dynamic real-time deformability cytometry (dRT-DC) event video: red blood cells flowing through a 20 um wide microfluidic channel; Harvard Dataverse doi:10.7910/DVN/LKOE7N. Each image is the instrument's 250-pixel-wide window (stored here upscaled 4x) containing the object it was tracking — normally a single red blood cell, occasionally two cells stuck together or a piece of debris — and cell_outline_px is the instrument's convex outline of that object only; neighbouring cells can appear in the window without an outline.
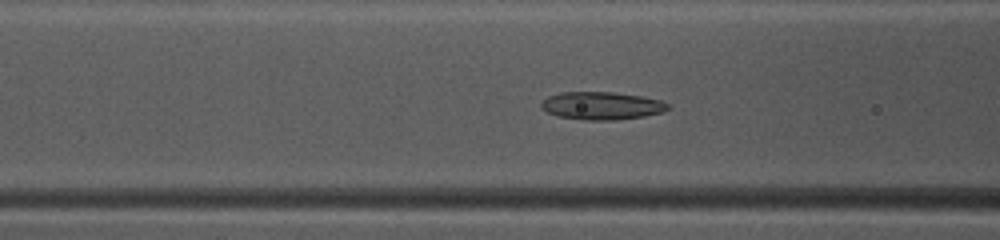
{"species": "common noctule bat (a hibernating species)", "species_latin": "Nyctalus noctula", "temperature_condition": "warm", "stored_images_in_passage": 36, "camera_frame_rate_fps": 3000, "um_per_image_px": 0.085, "animal": {"sex": "female", "body_mass_g": 10.0, "forearm_length_mm": 53.1}, "frame": {"image": 1, "passage_image": 9, "time_ms": 2.667, "image_size_px": [1000, 240], "cell_outline_px": [[672, 108], [664, 112], [644, 116], [616, 120], [584, 120], [556, 116], [540, 108], [540, 104], [548, 96], [564, 92], [612, 92], [640, 96], [660, 100], [668, 104]], "centroid_in_image_um": [51.15, 8.99], "position_along_channel_um": 115.4, "area_um2": 20.58}}
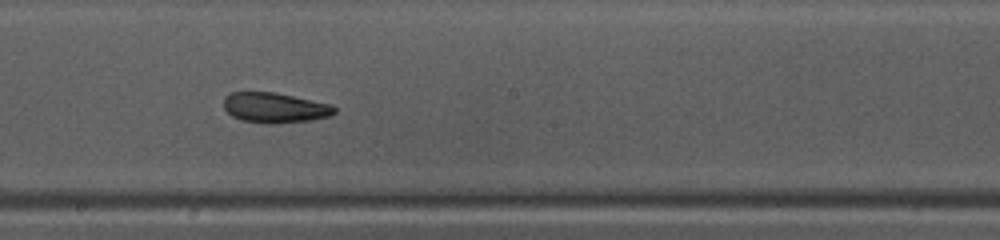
{"frame": {"image": 2, "passage_image": 17, "time_ms": 5.333, "image_size_px": [1000, 240], "cell_outline_px": [[336, 112], [328, 116], [312, 120], [272, 124], [264, 124], [240, 120], [232, 116], [224, 108], [224, 96], [228, 92], [276, 92], [332, 104], [336, 108]], "centroid_in_image_um": [23.34, 9.15], "position_along_channel_um": 224.9, "area_um2": 19.77}}
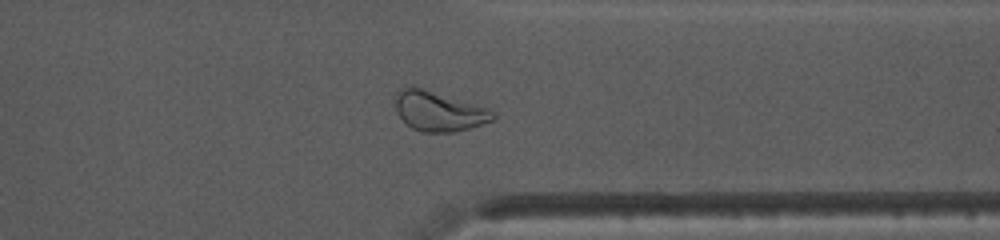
{"frame": {"image": 3, "passage_image": 28, "time_ms": 9.0, "image_size_px": [1000, 240], "cell_outline_px": [[496, 116], [492, 120], [456, 132], [420, 132], [412, 128], [396, 112], [396, 92], [400, 88], [420, 88], [488, 108], [496, 112]], "centroid_in_image_um": [37.3, 9.48], "position_along_channel_um": 374.1, "area_um2": 22.08}}